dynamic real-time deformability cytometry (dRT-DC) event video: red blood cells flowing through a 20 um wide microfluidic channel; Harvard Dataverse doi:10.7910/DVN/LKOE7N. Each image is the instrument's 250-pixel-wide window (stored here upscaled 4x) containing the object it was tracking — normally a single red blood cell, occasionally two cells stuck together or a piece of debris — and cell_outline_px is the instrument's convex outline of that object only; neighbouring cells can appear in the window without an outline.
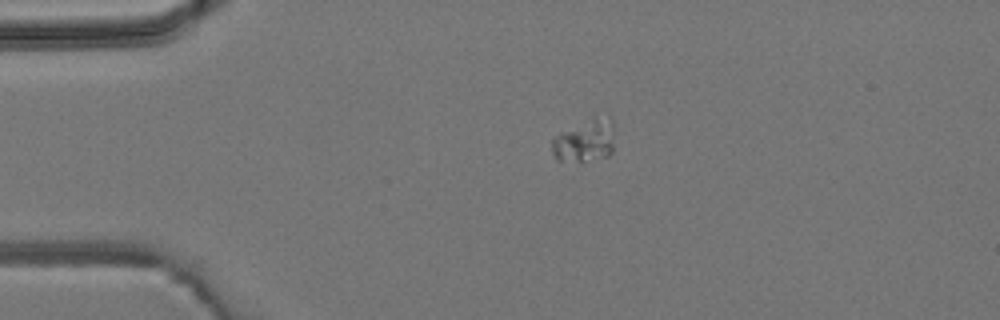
{"species": "common noctule bat (a hibernating species)", "species_latin": "Nyctalus noctula", "temperature_condition": "room temperature", "stored_images_in_passage": 4, "camera_frame_rate_fps": 3000, "um_per_image_px": 0.085, "animal": {"sex": "male", "body_mass_g": 19.2, "forearm_length_mm": 51.8}, "frame": {"image": 1, "passage_image": 4, "time_ms": 4.667, "image_size_px": [1000, 320], "cell_outline_px": [[612, 152], [608, 156], [584, 160], [556, 160], [552, 152], [552, 140], [560, 132], [592, 116], [608, 116], [612, 120]], "centroid_in_image_um": [49.7, 11.91], "position_along_channel_um": 35.3, "area_um2": 15.37}}